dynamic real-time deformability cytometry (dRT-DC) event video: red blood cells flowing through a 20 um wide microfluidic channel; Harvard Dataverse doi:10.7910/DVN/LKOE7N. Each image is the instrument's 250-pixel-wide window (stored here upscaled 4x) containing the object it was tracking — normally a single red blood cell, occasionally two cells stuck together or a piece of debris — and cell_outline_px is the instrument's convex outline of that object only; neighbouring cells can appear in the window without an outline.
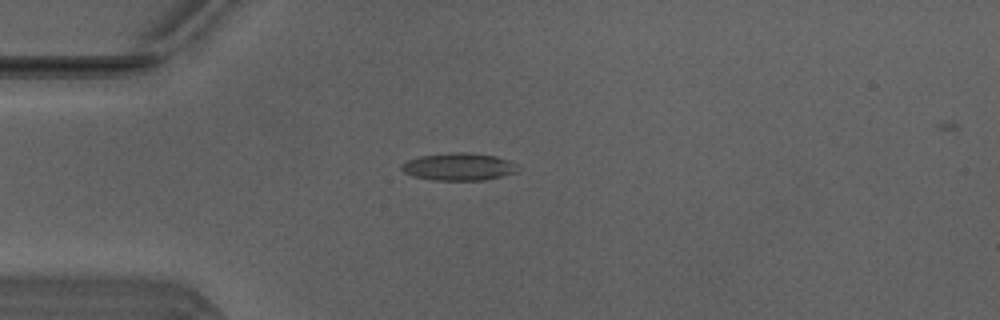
{"species": "Egyptian fruit bat (a non-hibernating species)", "species_latin": "Rousettus aegyptiacus", "temperature_condition": "warm", "stored_images_in_passage": 37, "camera_frame_rate_fps": 3000, "um_per_image_px": 0.085, "animal": {"sex": "male"}, "frame": {"image": 1, "passage_image": 1, "time_ms": 0.0, "image_size_px": [1000, 320], "cell_outline_px": [[516, 172], [484, 180], [432, 180], [412, 176], [404, 172], [400, 168], [400, 164], [408, 160], [420, 156], [456, 152], [464, 152], [496, 156], [508, 160], [516, 164]], "centroid_in_image_um": [38.94, 14.17], "position_along_channel_um": 46.1, "area_um2": 18.44}}
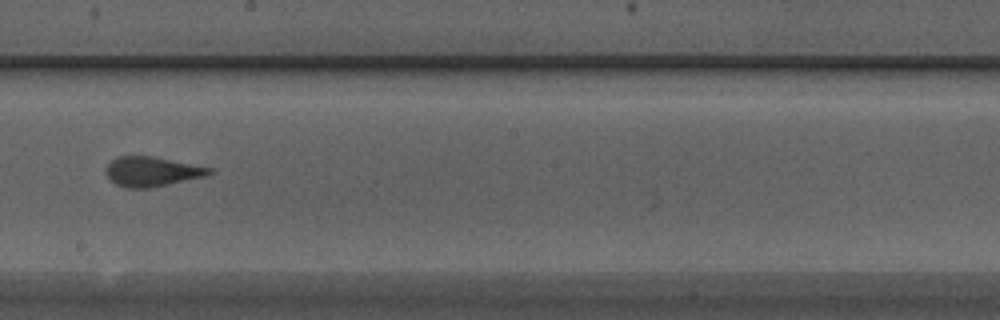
{"frame": {"image": 2, "passage_image": 16, "time_ms": 5.0, "image_size_px": [1000, 320], "cell_outline_px": [[216, 172], [204, 176], [168, 184], [148, 188], [124, 188], [116, 184], [108, 176], [108, 164], [116, 156], [152, 156], [212, 168]], "centroid_in_image_um": [12.93, 14.58], "position_along_channel_um": 235.3, "area_um2": 17.57}}
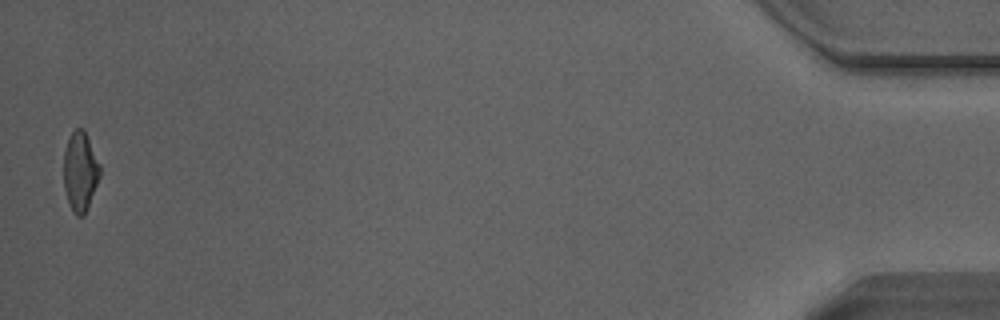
{"frame": {"image": 3, "passage_image": 37, "time_ms": 12.0, "image_size_px": [1000, 320], "cell_outline_px": [[100, 176], [84, 216], [76, 216], [72, 212], [64, 188], [64, 152], [68, 140], [72, 132], [76, 128], [84, 128], [100, 164]], "centroid_in_image_um": [6.82, 14.57], "position_along_channel_um": 428.4, "area_um2": 16.7}, "authors_computed_cell_mechanics": {"area_um2": 17.9758, "velocity_mm_per_s": 4.1416, "shape_relaxation_time_tau1_ms": 4.2327, "shape_relaxation_time_tau2_ms": 0.9078, "deformation_change_tau1": 0.1553, "deformation_change_tau2": 0.088}}